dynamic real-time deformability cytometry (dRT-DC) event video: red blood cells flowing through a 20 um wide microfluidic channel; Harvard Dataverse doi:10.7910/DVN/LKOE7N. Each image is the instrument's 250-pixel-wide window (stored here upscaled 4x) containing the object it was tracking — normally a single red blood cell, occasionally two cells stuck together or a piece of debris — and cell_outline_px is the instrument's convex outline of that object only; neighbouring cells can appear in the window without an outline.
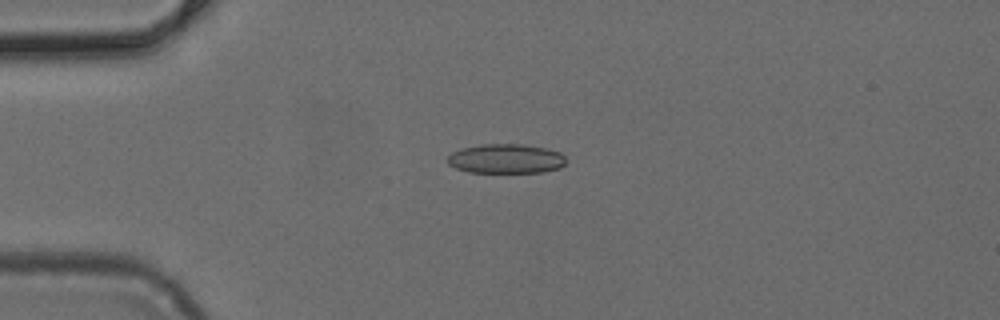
{"species": "common noctule bat (a hibernating species)", "species_latin": "Nyctalus noctula", "temperature_condition": "cold", "stored_images_in_passage": 49, "camera_frame_rate_fps": 3000, "um_per_image_px": 0.085, "animal": {"sex": "female", "body_mass_g": 24.6, "forearm_length_mm": 56.2}, "frame": {"image": 1, "passage_image": 12, "time_ms": 3.667, "image_size_px": [1000, 320], "cell_outline_px": [[564, 164], [560, 168], [540, 172], [468, 172], [456, 168], [448, 164], [448, 156], [452, 152], [460, 148], [480, 144], [524, 144], [544, 148], [560, 152], [564, 156]], "centroid_in_image_um": [42.97, 13.48], "position_along_channel_um": 42.0, "area_um2": 20.29}}
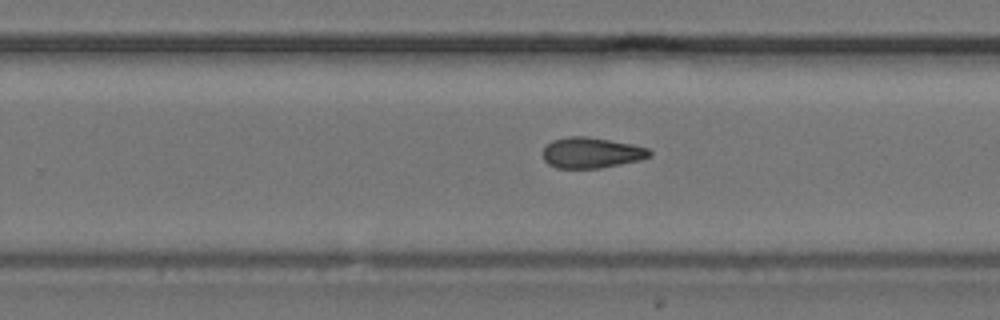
{"frame": {"image": 2, "passage_image": 31, "time_ms": 10.0, "image_size_px": [1000, 320], "cell_outline_px": [[652, 156], [640, 160], [600, 168], [556, 168], [548, 164], [544, 160], [544, 148], [552, 140], [568, 136], [588, 136], [632, 144], [648, 148], [652, 152]], "centroid_in_image_um": [50.29, 12.98], "position_along_channel_um": 279.5, "area_um2": 19.13}}
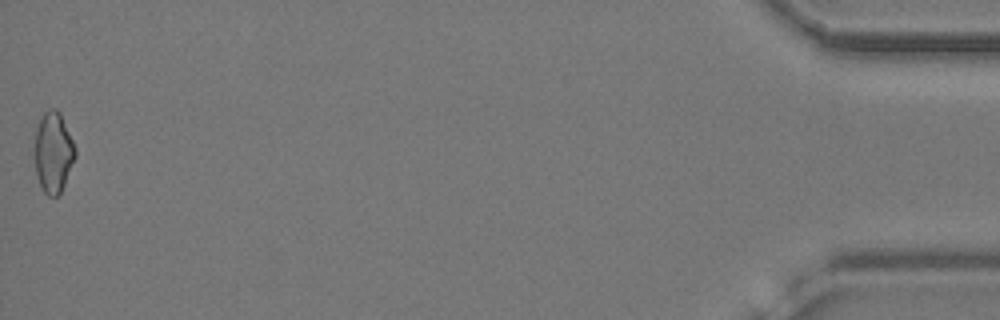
{"frame": {"image": 3, "passage_image": 49, "time_ms": 16.0, "image_size_px": [1000, 320], "cell_outline_px": [[76, 156], [64, 184], [60, 192], [56, 196], [48, 196], [44, 192], [36, 176], [36, 128], [44, 112], [48, 108], [56, 108], [60, 112], [76, 148]], "centroid_in_image_um": [4.55, 12.93], "position_along_channel_um": 430.7, "area_um2": 18.79}}